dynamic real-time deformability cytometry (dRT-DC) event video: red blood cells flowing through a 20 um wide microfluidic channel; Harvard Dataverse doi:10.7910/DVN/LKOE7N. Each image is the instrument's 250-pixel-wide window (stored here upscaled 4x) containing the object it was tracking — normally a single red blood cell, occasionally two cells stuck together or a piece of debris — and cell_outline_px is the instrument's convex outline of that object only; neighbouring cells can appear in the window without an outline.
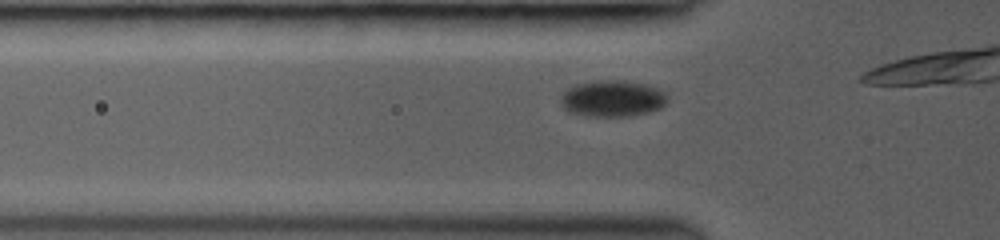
{"species": "common noctule bat (a hibernating species)", "species_latin": "Nyctalus noctula", "temperature_condition": "room temperature", "stored_images_in_passage": 12, "camera_frame_rate_fps": 3000, "um_per_image_px": 0.085, "animal": {"sex": "female", "body_mass_g": 19.0, "forearm_length_mm": 53.3}, "frame": {"image": 1, "passage_image": 8, "time_ms": 1.333, "image_size_px": [1000, 240], "cell_outline_px": [[668, 100], [660, 108], [648, 112], [628, 116], [588, 116], [568, 112], [564, 108], [560, 100], [560, 96], [568, 88], [576, 84], [592, 80], [624, 80], [644, 84], [656, 88], [664, 92], [668, 96]], "centroid_in_image_um": [52.03, 8.37], "position_along_channel_um": 73.8, "area_um2": 22.72}}